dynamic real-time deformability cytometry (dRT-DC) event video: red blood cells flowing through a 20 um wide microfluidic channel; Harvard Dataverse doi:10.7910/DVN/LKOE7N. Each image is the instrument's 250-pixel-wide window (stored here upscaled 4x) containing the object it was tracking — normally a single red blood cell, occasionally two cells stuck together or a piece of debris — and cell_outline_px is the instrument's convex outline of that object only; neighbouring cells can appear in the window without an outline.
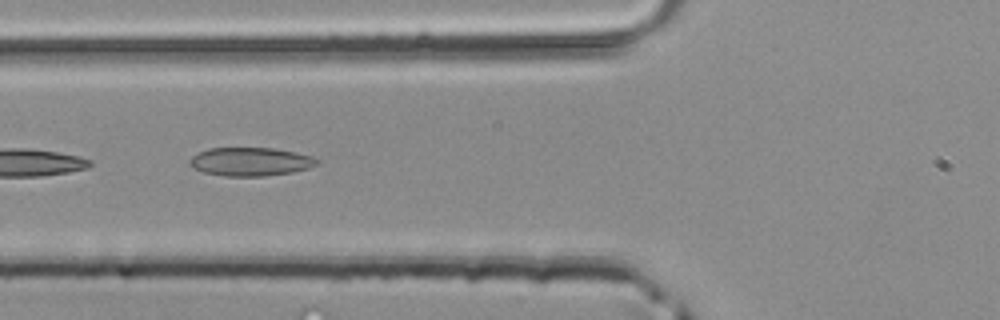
{"species": "common noctule bat (a hibernating species)", "species_latin": "Nyctalus noctula", "temperature_condition": "room temperature", "stored_images_in_passage": 3, "camera_frame_rate_fps": 3000, "um_per_image_px": 0.085, "animal": {"sex": "male", "body_mass_g": 20.4}, "frame": {"image": 1, "passage_image": 3, "time_ms": 0.667, "image_size_px": [1000, 320], "cell_outline_px": [[320, 160], [316, 164], [308, 168], [292, 172], [264, 176], [224, 176], [204, 172], [192, 168], [188, 164], [188, 160], [196, 152], [208, 148], [276, 148], [296, 152], [312, 156]], "centroid_in_image_um": [21.25, 13.73], "position_along_channel_um": 104.6, "area_um2": 21.33}}